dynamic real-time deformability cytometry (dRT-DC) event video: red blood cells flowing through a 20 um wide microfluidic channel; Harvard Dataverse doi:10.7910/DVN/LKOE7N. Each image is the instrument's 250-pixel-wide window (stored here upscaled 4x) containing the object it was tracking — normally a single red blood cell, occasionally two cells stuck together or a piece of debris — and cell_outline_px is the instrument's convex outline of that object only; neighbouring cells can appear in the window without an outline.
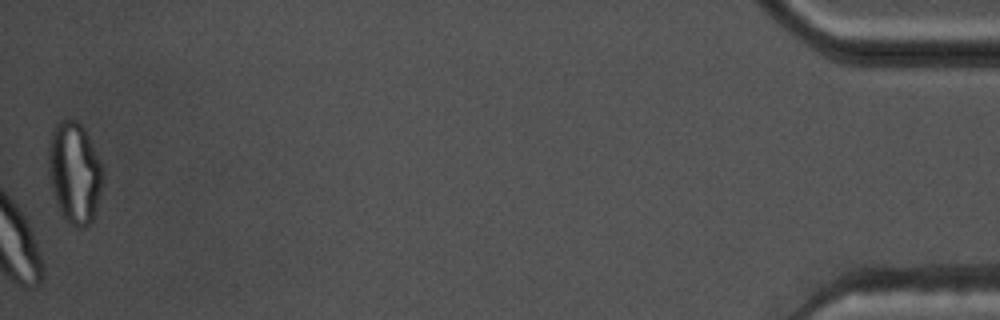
{"species": "common noctule bat (a hibernating species)", "species_latin": "Nyctalus noctula", "temperature_condition": "warm", "stored_images_in_passage": 41, "camera_frame_rate_fps": 3000, "um_per_image_px": 0.085, "animal": {"sex": "male", "body_mass_g": 17.5, "forearm_length_mm": 52.3}, "frame": {"image": 1, "passage_image": 41, "time_ms": 13.333, "image_size_px": [1000, 320], "cell_outline_px": [[104, 180], [92, 220], [84, 228], [76, 228], [60, 212], [56, 204], [52, 188], [48, 168], [48, 144], [52, 128], [56, 120], [64, 116], [76, 120], [84, 128], [104, 168]], "centroid_in_image_um": [6.32, 14.59], "position_along_channel_um": 428.9, "area_um2": 32.6}, "authors_computed_cell_mechanics": {"area_um2": 21.9062, "velocity_mm_per_s": 3.704, "shape_relaxation_time_tau1_ms": null, "shape_relaxation_time_tau2_ms": 1.6707, "deformation_change_tau1": null, "deformation_change_tau2": 0.0797}}